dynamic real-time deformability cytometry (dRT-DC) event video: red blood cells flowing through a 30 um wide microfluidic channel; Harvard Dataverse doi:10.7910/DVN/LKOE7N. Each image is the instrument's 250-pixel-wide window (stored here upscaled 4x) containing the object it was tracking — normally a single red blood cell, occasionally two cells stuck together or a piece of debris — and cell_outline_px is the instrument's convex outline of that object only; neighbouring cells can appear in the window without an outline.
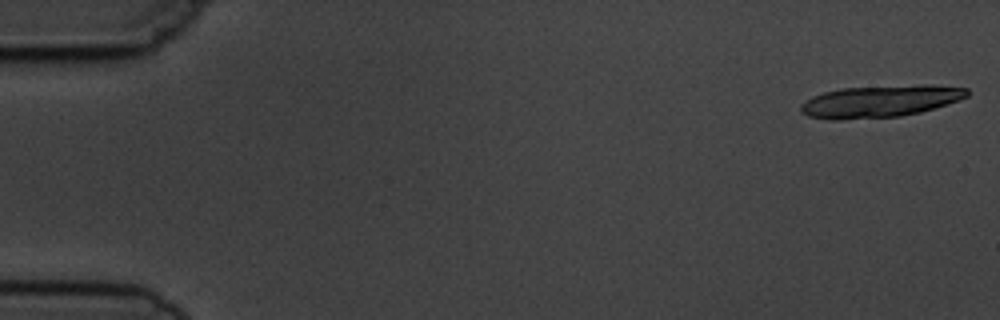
{"species": "common noctule bat (a hibernating species)", "species_latin": "Nyctalus noctula", "temperature_condition": "cold", "stored_images_in_passage": 6, "camera_frame_rate_fps": 3000, "um_per_image_px": 0.085, "animal": {"sex": "male", "body_mass_g": 19.5, "forearm_length_mm": 54.6}, "frame": {"image": 1, "passage_image": 1, "time_ms": 0.0, "image_size_px": [1000, 320], "cell_outline_px": [[968, 96], [960, 100], [948, 104], [920, 112], [900, 116], [840, 120], [828, 120], [808, 116], [800, 112], [800, 104], [812, 96], [824, 92], [844, 88], [924, 84], [968, 88]], "centroid_in_image_um": [74.79, 8.61], "position_along_channel_um": 10.2, "area_um2": 31.15}}